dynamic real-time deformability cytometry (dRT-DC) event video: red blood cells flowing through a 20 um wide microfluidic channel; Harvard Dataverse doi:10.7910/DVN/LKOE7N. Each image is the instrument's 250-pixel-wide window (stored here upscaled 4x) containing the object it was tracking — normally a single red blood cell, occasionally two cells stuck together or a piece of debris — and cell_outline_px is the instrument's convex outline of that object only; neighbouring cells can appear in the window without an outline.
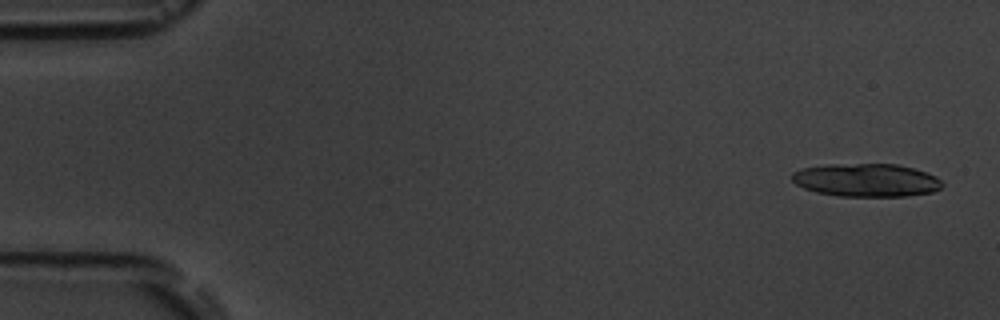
{"species": "common noctule bat (a hibernating species)", "species_latin": "Nyctalus noctula", "temperature_condition": "room temperature", "stored_images_in_passage": 4, "camera_frame_rate_fps": 3000, "um_per_image_px": 0.085, "animal": {"sex": "male", "body_mass_g": 19.5, "forearm_length_mm": 54.6}, "frame": {"image": 1, "passage_image": 1, "time_ms": 0.0, "image_size_px": [1000, 320], "cell_outline_px": [[944, 184], [940, 188], [932, 192], [904, 196], [840, 196], [816, 192], [804, 188], [796, 184], [792, 180], [792, 172], [800, 168], [828, 164], [896, 164], [928, 172], [936, 176]], "centroid_in_image_um": [73.63, 15.3], "position_along_channel_um": 11.4, "area_um2": 29.07}}